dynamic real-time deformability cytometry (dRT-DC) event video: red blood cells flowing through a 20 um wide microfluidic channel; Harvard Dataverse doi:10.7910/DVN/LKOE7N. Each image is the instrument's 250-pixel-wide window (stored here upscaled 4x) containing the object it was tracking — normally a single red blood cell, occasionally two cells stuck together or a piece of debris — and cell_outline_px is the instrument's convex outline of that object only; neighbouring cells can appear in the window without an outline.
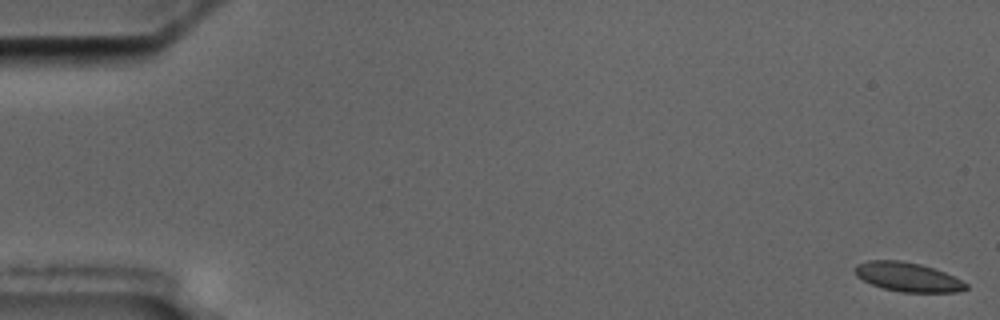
{"species": "common noctule bat (a hibernating species)", "species_latin": "Nyctalus noctula", "temperature_condition": "cold", "stored_images_in_passage": 8, "camera_frame_rate_fps": 3000, "um_per_image_px": 0.085, "animal": {"sex": "male", "body_mass_g": 17.5, "forearm_length_mm": 52.3}, "frame": {"image": 1, "passage_image": 1, "time_ms": 0.0, "image_size_px": [1000, 320], "cell_outline_px": [[968, 288], [960, 292], [900, 292], [884, 288], [872, 284], [856, 276], [852, 268], [856, 264], [868, 260], [900, 260], [920, 264], [944, 272], [968, 284]], "centroid_in_image_um": [77.12, 23.54], "position_along_channel_um": 7.9, "area_um2": 18.84}}
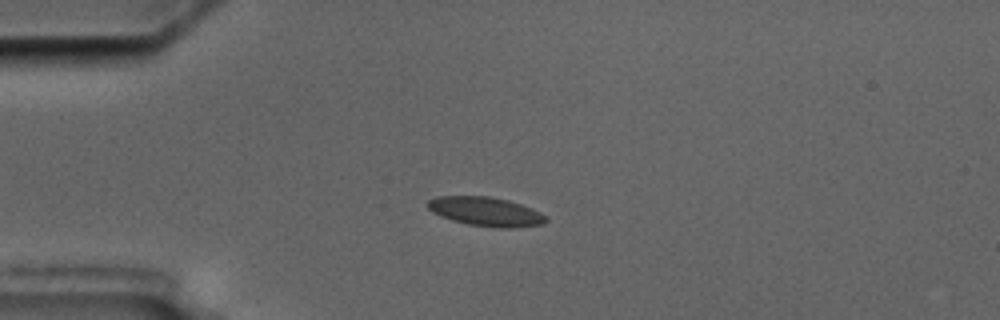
{"frame": {"image": 2, "passage_image": 5, "time_ms": 4.667, "image_size_px": [1000, 320], "cell_outline_px": [[548, 220], [544, 224], [512, 228], [500, 228], [468, 224], [452, 220], [440, 216], [432, 212], [428, 208], [428, 200], [436, 196], [488, 196], [508, 200], [532, 208], [548, 216]], "centroid_in_image_um": [41.31, 17.98], "position_along_channel_um": 43.7, "area_um2": 20.11}}
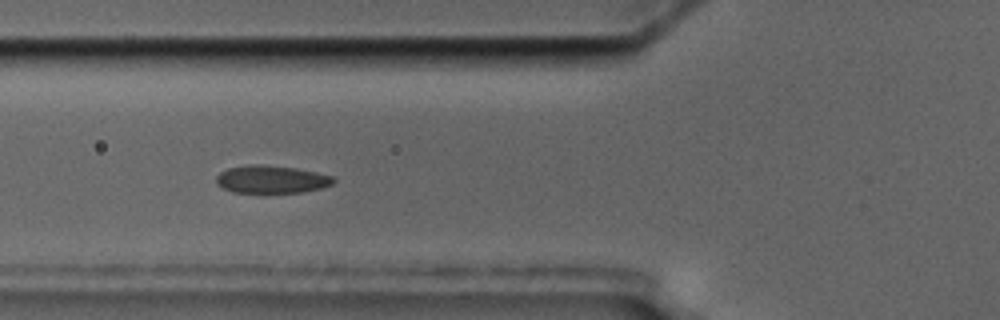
{"frame": {"image": 3, "passage_image": 7, "time_ms": 7.0, "image_size_px": [1000, 320], "cell_outline_px": [[336, 180], [332, 184], [320, 188], [300, 192], [232, 192], [216, 184], [216, 176], [220, 172], [228, 168], [248, 164], [256, 164], [296, 168], [316, 172], [332, 176]], "centroid_in_image_um": [23.04, 15.23], "position_along_channel_um": 102.8, "area_um2": 18.79}}